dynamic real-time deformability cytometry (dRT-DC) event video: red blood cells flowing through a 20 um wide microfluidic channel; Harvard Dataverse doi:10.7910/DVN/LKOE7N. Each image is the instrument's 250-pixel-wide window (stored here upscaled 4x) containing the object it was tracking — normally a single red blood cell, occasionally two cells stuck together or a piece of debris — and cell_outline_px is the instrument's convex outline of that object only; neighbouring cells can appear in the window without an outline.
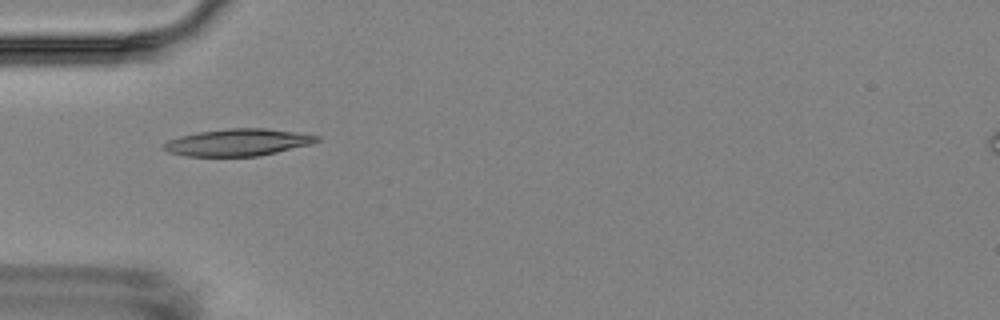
{"species": "Egyptian fruit bat (a non-hibernating species)", "species_latin": "Rousettus aegyptiacus", "temperature_condition": "room temperature", "stored_images_in_passage": 6, "camera_frame_rate_fps": 3000, "um_per_image_px": 0.085, "animal": {"sex": "female"}, "frame": {"image": 1, "passage_image": 5, "time_ms": 5.0, "image_size_px": [1000, 320], "cell_outline_px": [[320, 140], [312, 144], [260, 156], [188, 156], [168, 152], [160, 148], [168, 140], [180, 136], [196, 132], [228, 128], [264, 128], [320, 136]], "centroid_in_image_um": [20.19, 12.1], "position_along_channel_um": 64.8, "area_um2": 24.1}}